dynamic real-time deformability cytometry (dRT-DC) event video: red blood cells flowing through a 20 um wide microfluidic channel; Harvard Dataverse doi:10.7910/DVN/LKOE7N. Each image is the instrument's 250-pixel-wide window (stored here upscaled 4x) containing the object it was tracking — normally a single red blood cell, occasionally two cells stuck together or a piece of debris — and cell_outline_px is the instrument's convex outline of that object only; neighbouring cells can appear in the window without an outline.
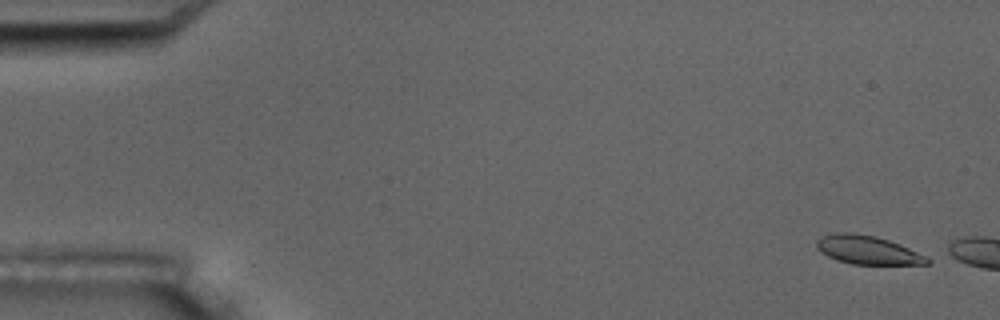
{"species": "common noctule bat (a hibernating species)", "species_latin": "Nyctalus noctula", "temperature_condition": "room temperature", "stored_images_in_passage": 3, "camera_frame_rate_fps": 3000, "um_per_image_px": 0.085, "animal": {"sex": "male", "body_mass_g": 17.5, "forearm_length_mm": 52.3}, "frame": {"image": 1, "passage_image": 1, "time_ms": 0.0, "image_size_px": [1000, 320], "cell_outline_px": [[932, 260], [928, 264], [852, 264], [836, 260], [820, 252], [816, 248], [816, 240], [820, 236], [836, 232], [852, 232], [876, 236], [900, 244]], "centroid_in_image_um": [73.68, 21.23], "position_along_channel_um": 11.3, "area_um2": 18.44}}